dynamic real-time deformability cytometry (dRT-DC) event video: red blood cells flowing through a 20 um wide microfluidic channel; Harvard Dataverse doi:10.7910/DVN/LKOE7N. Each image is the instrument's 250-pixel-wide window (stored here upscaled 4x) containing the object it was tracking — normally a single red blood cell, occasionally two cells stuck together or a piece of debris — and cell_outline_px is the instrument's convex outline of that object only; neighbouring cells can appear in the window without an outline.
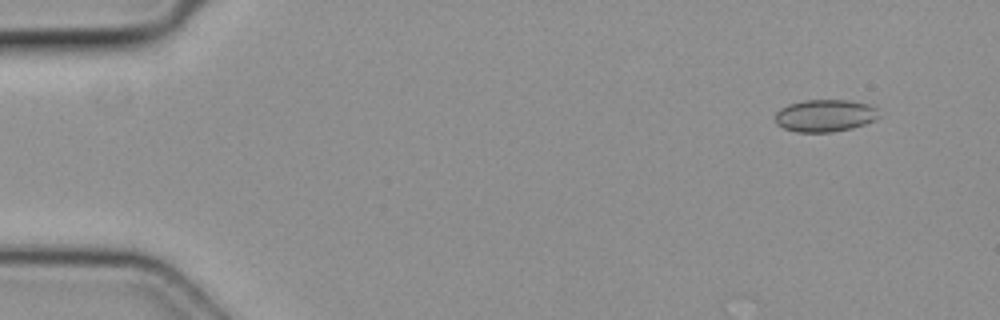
{"species": "common noctule bat (a hibernating species)", "species_latin": "Nyctalus noctula", "temperature_condition": "cold", "stored_images_in_passage": 5, "camera_frame_rate_fps": 3000, "um_per_image_px": 0.085, "animal": {"sex": "female", "body_mass_g": 19.3, "forearm_length_mm": 54.1}, "frame": {"image": 1, "passage_image": 2, "time_ms": 0.333, "image_size_px": [1000, 320], "cell_outline_px": [[880, 116], [876, 120], [852, 128], [832, 132], [796, 132], [784, 128], [776, 124], [776, 112], [780, 108], [788, 104], [804, 100], [852, 100], [868, 104], [876, 108]], "centroid_in_image_um": [70.13, 9.82], "position_along_channel_um": 14.9, "area_um2": 19.65}}
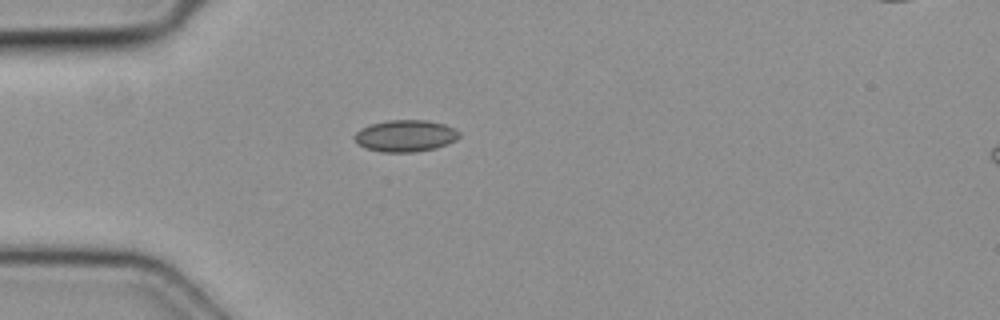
{"frame": {"image": 2, "passage_image": 4, "time_ms": 1.0, "image_size_px": [1000, 320], "cell_outline_px": [[460, 136], [456, 140], [436, 148], [416, 152], [380, 152], [364, 148], [356, 144], [352, 136], [360, 128], [372, 124], [388, 120], [428, 120], [444, 124], [456, 128], [460, 132]], "centroid_in_image_um": [34.44, 11.55], "position_along_channel_um": 50.6, "area_um2": 19.71}}